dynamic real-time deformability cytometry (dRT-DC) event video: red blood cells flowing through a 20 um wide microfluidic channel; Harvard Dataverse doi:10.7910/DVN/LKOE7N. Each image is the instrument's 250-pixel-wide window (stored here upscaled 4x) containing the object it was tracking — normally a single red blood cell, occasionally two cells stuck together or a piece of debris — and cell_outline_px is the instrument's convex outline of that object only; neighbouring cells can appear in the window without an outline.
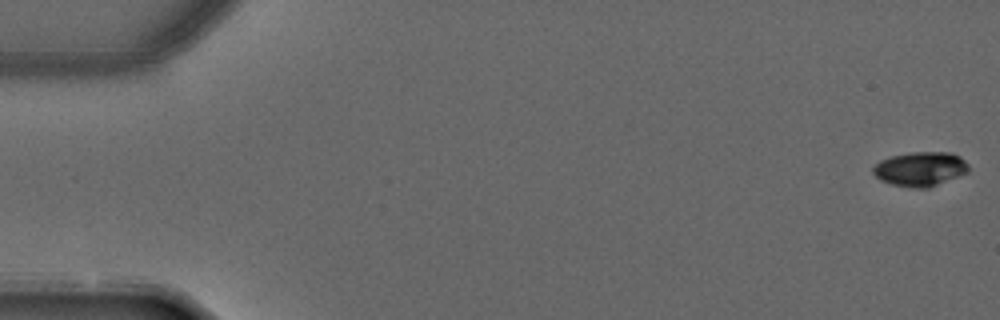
{"species": "common noctule bat (a hibernating species)", "species_latin": "Nyctalus noctula", "temperature_condition": "warm", "stored_images_in_passage": 5, "camera_frame_rate_fps": 3000, "um_per_image_px": 0.085, "animal": {"sex": "male", "forearm_length_mm": 52.5}, "frame": {"image": 1, "passage_image": 1, "time_ms": 0.0, "image_size_px": [1000, 320], "cell_outline_px": [[968, 172], [928, 188], [908, 188], [892, 184], [880, 180], [872, 172], [872, 168], [880, 160], [888, 156], [912, 152], [952, 152], [960, 156], [968, 164]], "centroid_in_image_um": [78.2, 14.35], "position_along_channel_um": 6.8, "area_um2": 19.25}}
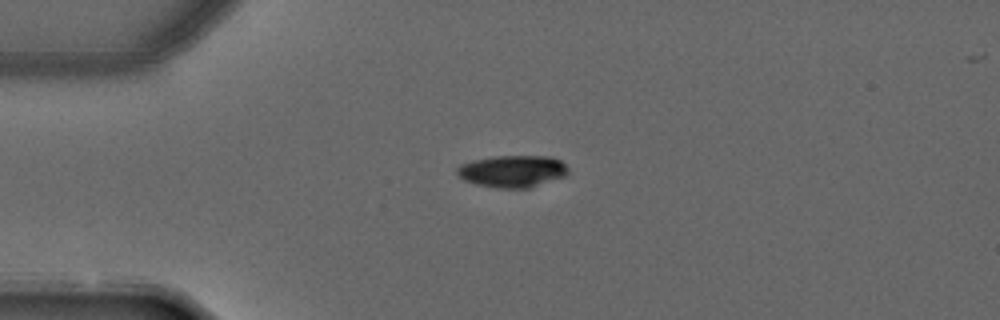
{"frame": {"image": 2, "passage_image": 3, "time_ms": 0.667, "image_size_px": [1000, 320], "cell_outline_px": [[568, 172], [564, 176], [528, 188], [496, 188], [476, 184], [464, 180], [456, 172], [456, 168], [460, 164], [472, 160], [496, 156], [548, 156], [560, 160], [568, 168]], "centroid_in_image_um": [43.53, 14.55], "position_along_channel_um": 41.5, "area_um2": 20.63}}
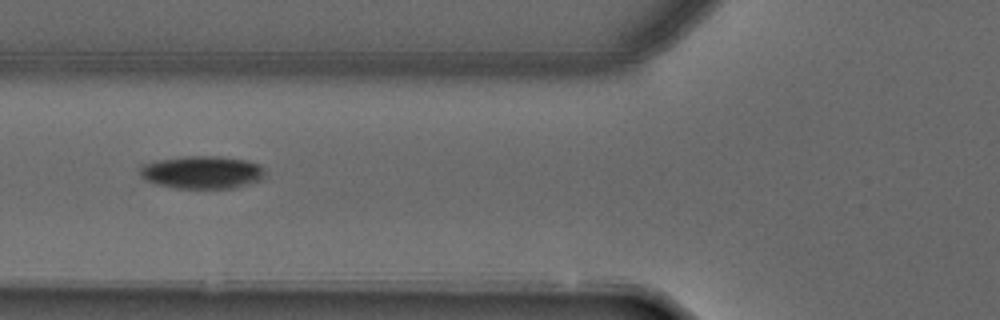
{"frame": {"image": 3, "passage_image": 5, "time_ms": 1.333, "image_size_px": [1000, 320], "cell_outline_px": [[264, 176], [260, 180], [232, 188], [176, 188], [156, 184], [144, 180], [140, 176], [140, 168], [144, 164], [156, 160], [184, 156], [216, 156], [244, 160], [260, 164], [264, 168]], "centroid_in_image_um": [17.15, 14.64], "position_along_channel_um": 108.7, "area_um2": 23.87}}